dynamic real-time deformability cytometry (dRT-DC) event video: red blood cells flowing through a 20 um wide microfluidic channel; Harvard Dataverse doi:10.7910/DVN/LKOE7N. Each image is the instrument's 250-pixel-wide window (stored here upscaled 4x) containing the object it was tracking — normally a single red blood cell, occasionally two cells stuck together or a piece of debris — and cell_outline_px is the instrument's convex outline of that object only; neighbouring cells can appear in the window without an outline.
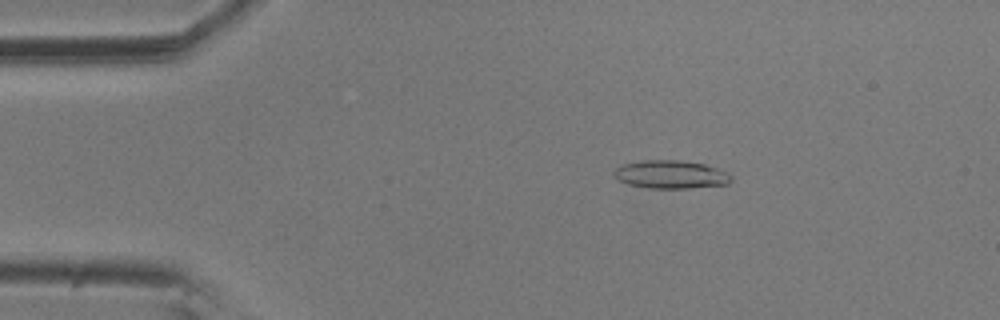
{"species": "common noctule bat (a hibernating species)", "species_latin": "Nyctalus noctula", "temperature_condition": "room temperature", "stored_images_in_passage": 4, "camera_frame_rate_fps": 3000, "um_per_image_px": 0.085, "animal": {"sex": "male", "body_mass_g": 20.5, "forearm_length_mm": 52.5}, "frame": {"image": 1, "passage_image": 3, "time_ms": 0.667, "image_size_px": [1000, 320], "cell_outline_px": [[732, 180], [728, 184], [688, 188], [648, 188], [628, 184], [612, 176], [612, 172], [620, 164], [640, 160], [680, 160], [704, 164], [728, 172], [732, 176]], "centroid_in_image_um": [56.98, 14.82], "position_along_channel_um": 28.0, "area_um2": 19.42}}